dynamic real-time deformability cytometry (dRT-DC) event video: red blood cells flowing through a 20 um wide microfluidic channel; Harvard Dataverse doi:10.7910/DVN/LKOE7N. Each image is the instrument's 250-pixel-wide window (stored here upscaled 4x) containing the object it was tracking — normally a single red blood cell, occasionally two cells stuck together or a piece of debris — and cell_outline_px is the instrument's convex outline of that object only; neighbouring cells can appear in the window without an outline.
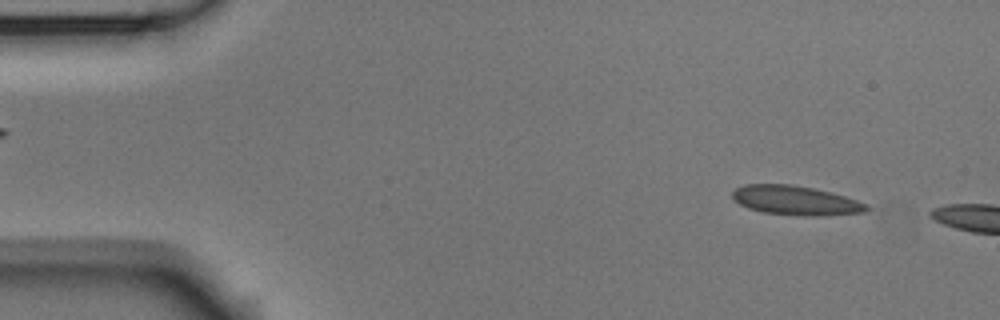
{"species": "Egyptian fruit bat (a non-hibernating species)", "species_latin": "Rousettus aegyptiacus", "temperature_condition": "room temperature", "stored_images_in_passage": 3, "camera_frame_rate_fps": 3000, "um_per_image_px": 0.085, "animal": {"sex": "male"}, "frame": {"image": 1, "passage_image": 1, "time_ms": 0.0, "image_size_px": [1000, 320], "cell_outline_px": [[868, 208], [864, 212], [820, 216], [804, 216], [764, 212], [748, 208], [740, 204], [732, 196], [732, 192], [736, 188], [744, 184], [792, 184], [832, 192], [868, 204]], "centroid_in_image_um": [67.62, 17.03], "position_along_channel_um": 17.4, "area_um2": 22.77}}